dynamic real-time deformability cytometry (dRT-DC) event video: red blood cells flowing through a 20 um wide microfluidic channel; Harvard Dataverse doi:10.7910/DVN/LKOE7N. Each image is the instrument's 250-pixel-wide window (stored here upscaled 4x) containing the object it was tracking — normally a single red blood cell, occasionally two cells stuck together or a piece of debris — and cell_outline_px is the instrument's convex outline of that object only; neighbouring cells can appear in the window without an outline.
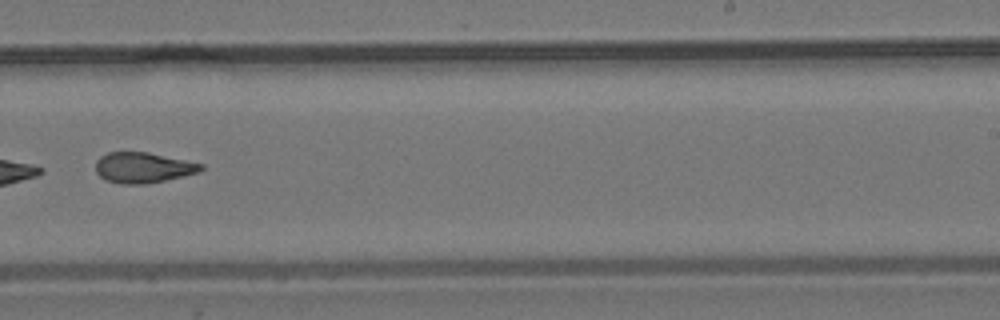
{"species": "common noctule bat (a hibernating species)", "species_latin": "Nyctalus noctula", "temperature_condition": "room temperature", "stored_images_in_passage": 9, "camera_frame_rate_fps": 3000, "um_per_image_px": 0.085, "animal": {"sex": "male", "body_mass_g": 19.2, "forearm_length_mm": 51.8}, "frame": {"image": 1, "passage_image": 9, "time_ms": 10.333, "image_size_px": [1000, 320], "cell_outline_px": [[204, 168], [200, 172], [184, 176], [148, 184], [120, 184], [104, 180], [96, 172], [96, 160], [100, 156], [108, 152], [148, 152], [204, 164]], "centroid_in_image_um": [12.16, 14.25], "position_along_channel_um": 276.8, "area_um2": 18.96}}